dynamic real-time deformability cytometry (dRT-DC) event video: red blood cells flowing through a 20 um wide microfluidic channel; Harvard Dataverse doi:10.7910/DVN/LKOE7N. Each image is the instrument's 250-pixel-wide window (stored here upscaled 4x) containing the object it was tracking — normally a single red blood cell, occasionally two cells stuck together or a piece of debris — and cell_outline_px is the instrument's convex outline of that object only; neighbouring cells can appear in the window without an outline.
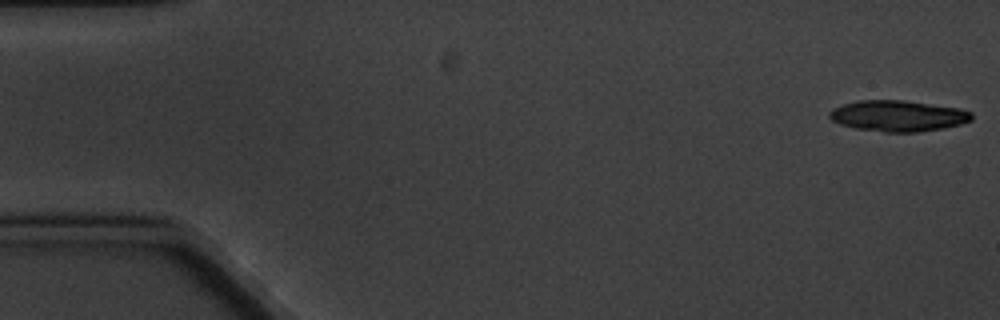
{"species": "common noctule bat (a hibernating species)", "species_latin": "Nyctalus noctula", "temperature_condition": "cold", "stored_images_in_passage": 5, "camera_frame_rate_fps": 3000, "um_per_image_px": 0.085, "animal": {"sex": "male", "body_mass_g": 20.1, "forearm_length_mm": 53.5}, "frame": {"image": 1, "passage_image": 1, "time_ms": 0.0, "image_size_px": [1000, 320], "cell_outline_px": [[972, 120], [960, 124], [944, 128], [920, 132], [884, 132], [856, 128], [840, 124], [832, 120], [828, 116], [828, 112], [832, 108], [856, 100], [904, 100], [960, 108], [972, 112]], "centroid_in_image_um": [76.33, 9.84], "position_along_channel_um": 8.7, "area_um2": 25.84}}